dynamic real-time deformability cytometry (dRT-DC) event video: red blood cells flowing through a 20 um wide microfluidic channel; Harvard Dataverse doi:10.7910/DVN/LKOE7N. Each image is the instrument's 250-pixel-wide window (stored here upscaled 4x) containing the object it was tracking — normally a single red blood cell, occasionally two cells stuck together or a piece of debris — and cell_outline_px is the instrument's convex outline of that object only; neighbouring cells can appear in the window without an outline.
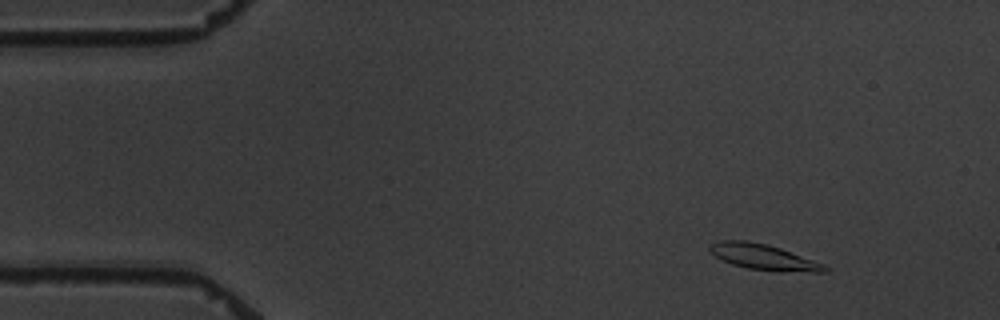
{"species": "common noctule bat (a hibernating species)", "species_latin": "Nyctalus noctula", "temperature_condition": "warm", "stored_images_in_passage": 5, "camera_frame_rate_fps": 3000, "um_per_image_px": 0.085, "animal": {"sex": "male", "body_mass_g": 19.5, "forearm_length_mm": 54.6}, "frame": {"image": 1, "passage_image": 2, "time_ms": 1.0, "image_size_px": [1000, 320], "cell_outline_px": [[828, 272], [776, 272], [748, 268], [732, 264], [716, 256], [708, 248], [708, 244], [720, 240], [748, 240], [768, 244], [780, 248], [824, 264], [828, 268]], "centroid_in_image_um": [64.91, 21.85], "position_along_channel_um": 20.1, "area_um2": 17.28}}
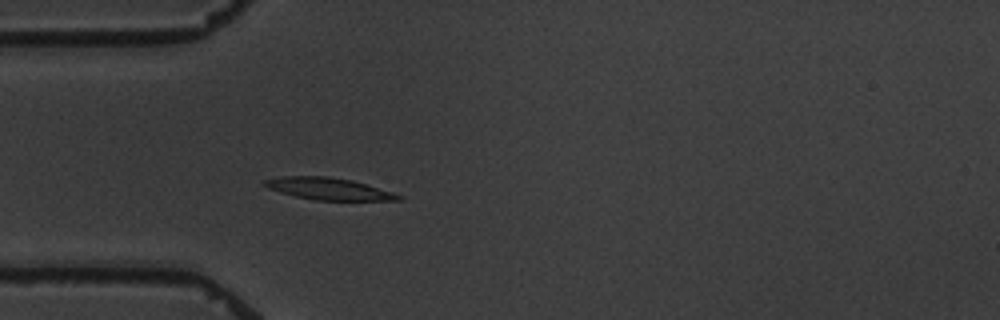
{"frame": {"image": 2, "passage_image": 5, "time_ms": 4.333, "image_size_px": [1000, 320], "cell_outline_px": [[404, 196], [400, 200], [316, 200], [296, 196], [280, 192], [268, 188], [260, 184], [264, 180], [280, 176], [328, 176], [352, 180], [392, 192]], "centroid_in_image_um": [27.89, 16.03], "position_along_channel_um": 57.1, "area_um2": 17.05}}